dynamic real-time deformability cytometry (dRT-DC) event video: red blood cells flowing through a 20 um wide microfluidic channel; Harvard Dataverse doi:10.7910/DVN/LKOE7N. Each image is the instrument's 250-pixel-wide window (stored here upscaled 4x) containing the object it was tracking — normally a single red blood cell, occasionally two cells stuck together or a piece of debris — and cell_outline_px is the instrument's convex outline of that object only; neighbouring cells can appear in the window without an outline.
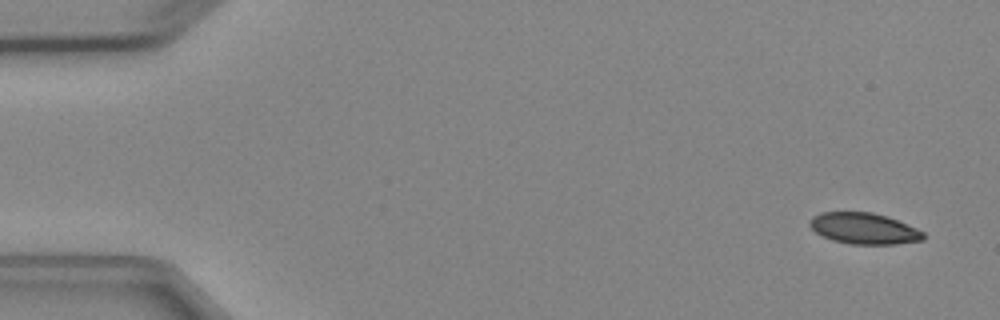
{"species": "Egyptian fruit bat (a non-hibernating species)", "species_latin": "Rousettus aegyptiacus", "temperature_condition": "cold", "stored_images_in_passage": 4, "camera_frame_rate_fps": 3000, "um_per_image_px": 0.085, "animal": {"sex": "female"}, "frame": {"image": 1, "passage_image": 1, "time_ms": 0.0, "image_size_px": [1000, 320], "cell_outline_px": [[924, 240], [896, 244], [852, 244], [832, 240], [816, 232], [808, 224], [812, 216], [820, 212], [872, 212], [896, 220], [916, 228], [924, 232]], "centroid_in_image_um": [73.42, 19.42], "position_along_channel_um": 11.6, "area_um2": 20.46}}